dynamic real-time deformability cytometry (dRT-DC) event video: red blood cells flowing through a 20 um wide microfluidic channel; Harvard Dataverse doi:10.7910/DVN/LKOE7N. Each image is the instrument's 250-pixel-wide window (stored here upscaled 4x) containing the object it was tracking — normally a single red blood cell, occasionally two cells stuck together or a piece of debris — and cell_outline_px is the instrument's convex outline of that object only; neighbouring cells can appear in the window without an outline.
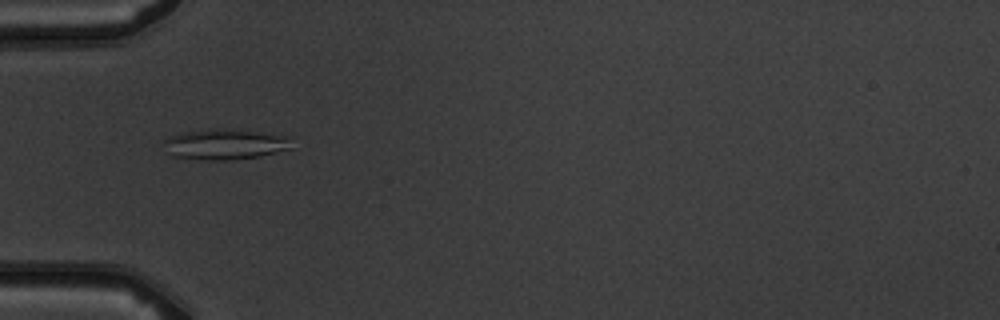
{"species": "common noctule bat (a hibernating species)", "species_latin": "Nyctalus noctula", "temperature_condition": "warm", "stored_images_in_passage": 4, "camera_frame_rate_fps": 3000, "um_per_image_px": 0.085, "animal": {"sex": "male", "body_mass_g": 19.5, "forearm_length_mm": 54.6}, "frame": {"image": 1, "passage_image": 4, "time_ms": 4.333, "image_size_px": [1000, 320], "cell_outline_px": [[292, 148], [260, 156], [228, 160], [208, 160], [172, 156], [168, 152], [164, 140], [168, 136], [180, 132], [224, 128], [292, 136]], "centroid_in_image_um": [19.16, 12.25], "position_along_channel_um": 65.8, "area_um2": 22.77}}